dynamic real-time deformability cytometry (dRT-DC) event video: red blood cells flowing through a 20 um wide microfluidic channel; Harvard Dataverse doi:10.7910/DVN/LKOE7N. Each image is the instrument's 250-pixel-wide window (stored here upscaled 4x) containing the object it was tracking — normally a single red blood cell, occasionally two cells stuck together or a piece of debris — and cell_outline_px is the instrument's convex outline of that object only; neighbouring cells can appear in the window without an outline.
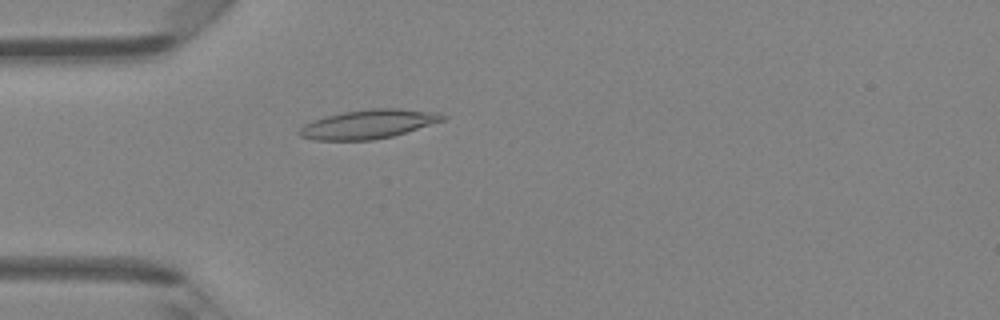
{"species": "Egyptian fruit bat (a non-hibernating species)", "species_latin": "Rousettus aegyptiacus", "temperature_condition": "room temperature", "stored_images_in_passage": 47, "camera_frame_rate_fps": 3000, "um_per_image_px": 0.085, "animal": {"sex": "female"}, "frame": {"image": 1, "passage_image": 14, "time_ms": 4.333, "image_size_px": [1000, 320], "cell_outline_px": [[448, 116], [444, 120], [392, 136], [372, 140], [312, 140], [300, 136], [296, 132], [304, 124], [312, 120], [324, 116], [344, 112], [372, 108], [400, 108], [436, 112]], "centroid_in_image_um": [31.27, 10.55], "position_along_channel_um": 53.7, "area_um2": 24.22}}
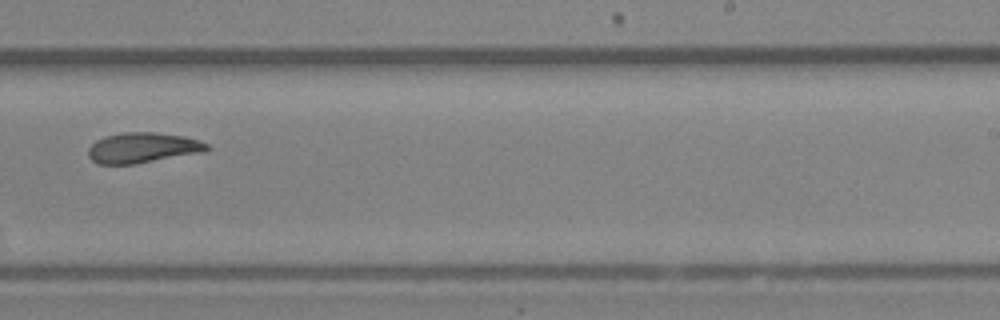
{"frame": {"image": 2, "passage_image": 30, "time_ms": 9.667, "image_size_px": [1000, 320], "cell_outline_px": [[212, 148], [204, 152], [136, 164], [100, 164], [92, 160], [88, 156], [88, 148], [96, 140], [104, 136], [124, 132], [156, 132], [184, 136], [200, 140], [208, 144]], "centroid_in_image_um": [12.15, 12.55], "position_along_channel_um": 276.8, "area_um2": 21.21}}
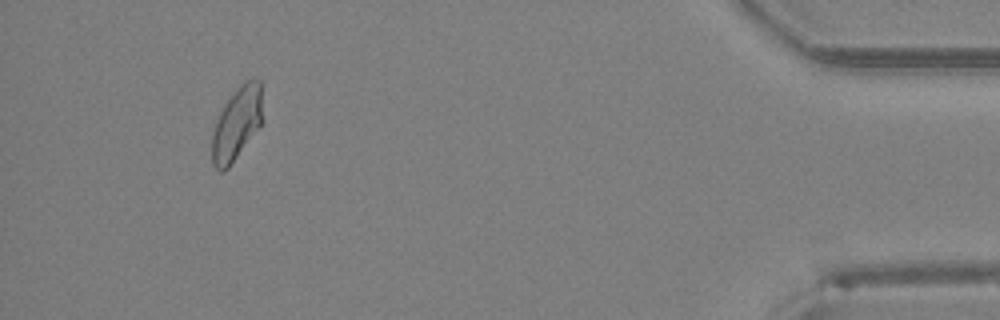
{"frame": {"image": 3, "passage_image": 44, "time_ms": 14.333, "image_size_px": [1000, 320], "cell_outline_px": [[264, 120], [228, 168], [220, 172], [212, 164], [212, 132], [216, 120], [224, 104], [240, 84], [244, 80], [252, 76], [260, 80]], "centroid_in_image_um": [20.15, 10.45], "position_along_channel_um": 415.1, "area_um2": 21.73}, "authors_computed_cell_mechanics": {"area_um2": 21.7328, "velocity_mm_per_s": 4.3425, "shape_relaxation_time_tau1_ms": 8.1385, "shape_relaxation_time_tau2_ms": 3.3799, "deformation_change_tau1": 0.1756, "deformation_change_tau2": 0.0979}}